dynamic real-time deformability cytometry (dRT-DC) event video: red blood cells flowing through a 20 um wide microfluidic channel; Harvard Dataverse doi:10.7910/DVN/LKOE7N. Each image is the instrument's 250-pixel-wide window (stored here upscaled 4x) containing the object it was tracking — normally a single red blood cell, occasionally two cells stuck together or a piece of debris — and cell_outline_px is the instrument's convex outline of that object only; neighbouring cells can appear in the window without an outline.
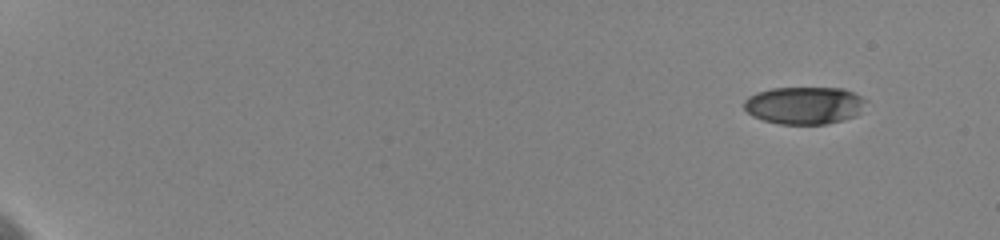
{"species": "human", "species_latin": "Homo sapiens", "temperature_condition": "cold", "stored_images_in_passage": 34, "camera_frame_rate_fps": 3000, "um_per_image_px": 0.085, "donor": {"sex": "female"}, "frame": {"image": 1, "passage_image": 1, "time_ms": 0.0, "image_size_px": [1000, 240], "cell_outline_px": [[864, 100], [856, 116], [844, 120], [824, 124], [780, 124], [764, 120], [752, 116], [744, 108], [744, 100], [748, 96], [756, 92], [772, 88], [840, 88], [852, 92], [860, 96]], "centroid_in_image_um": [68.3, 8.96], "position_along_channel_um": 16.7, "area_um2": 26.36}}
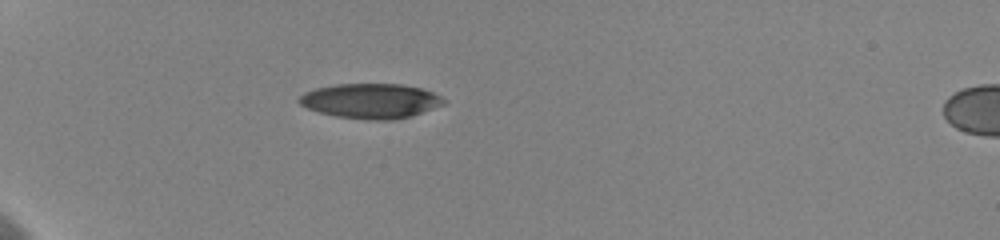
{"frame": {"image": 2, "passage_image": 10, "time_ms": 5.0, "image_size_px": [1000, 240], "cell_outline_px": [[448, 100], [444, 104], [408, 116], [392, 120], [368, 120], [336, 116], [320, 112], [308, 108], [300, 104], [296, 100], [304, 92], [316, 88], [336, 84], [400, 84], [424, 88]], "centroid_in_image_um": [31.5, 8.57], "position_along_channel_um": 53.5, "area_um2": 29.25}}